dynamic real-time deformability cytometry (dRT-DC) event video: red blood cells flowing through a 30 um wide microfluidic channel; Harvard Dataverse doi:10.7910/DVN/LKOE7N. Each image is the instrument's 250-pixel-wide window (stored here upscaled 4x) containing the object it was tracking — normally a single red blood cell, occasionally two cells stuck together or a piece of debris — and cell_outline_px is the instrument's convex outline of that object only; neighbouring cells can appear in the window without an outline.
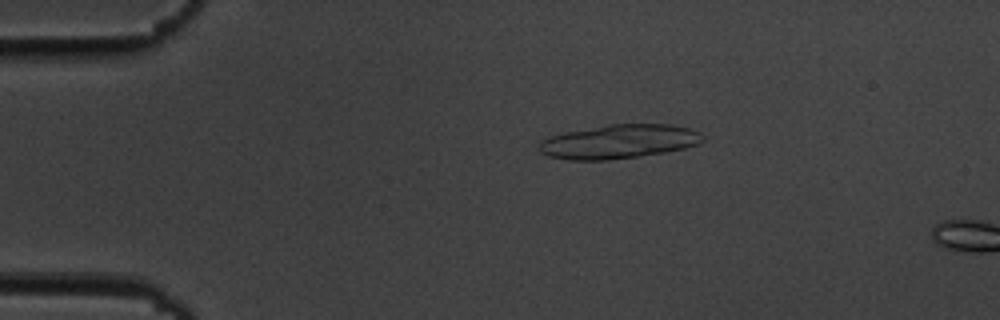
{"species": "common noctule bat (a hibernating species)", "species_latin": "Nyctalus noctula", "temperature_condition": "cold", "stored_images_in_passage": 13, "camera_frame_rate_fps": 3000, "um_per_image_px": 0.085, "animal": {"sex": "male", "body_mass_g": 19.5, "forearm_length_mm": 54.6}, "frame": {"image": 1, "passage_image": 10, "time_ms": 3.0, "image_size_px": [1000, 320], "cell_outline_px": [[704, 140], [700, 144], [684, 148], [664, 152], [640, 156], [608, 160], [568, 160], [548, 156], [540, 152], [536, 148], [544, 140], [552, 136], [564, 132], [608, 124], [672, 124], [688, 128], [700, 132], [704, 136]], "centroid_in_image_um": [52.63, 12.03], "position_along_channel_um": 32.4, "area_um2": 32.54}}